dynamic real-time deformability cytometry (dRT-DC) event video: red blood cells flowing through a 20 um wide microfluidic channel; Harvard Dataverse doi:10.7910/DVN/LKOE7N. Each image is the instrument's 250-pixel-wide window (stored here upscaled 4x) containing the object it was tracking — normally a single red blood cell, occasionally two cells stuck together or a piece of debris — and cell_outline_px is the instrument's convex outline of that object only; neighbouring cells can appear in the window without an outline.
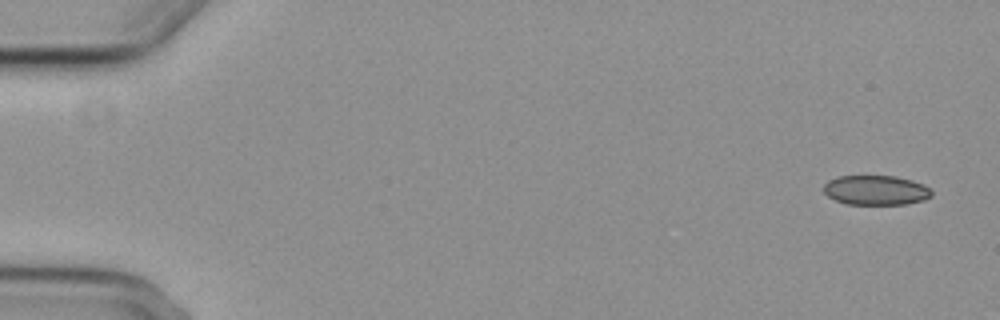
{"species": "common noctule bat (a hibernating species)", "species_latin": "Nyctalus noctula", "temperature_condition": "cold", "stored_images_in_passage": 5, "camera_frame_rate_fps": 3000, "um_per_image_px": 0.085, "animal": {"sex": "female", "body_mass_g": 29.2, "forearm_length_mm": 56.3}, "frame": {"image": 1, "passage_image": 1, "time_ms": 0.0, "image_size_px": [1000, 320], "cell_outline_px": [[932, 196], [924, 200], [904, 204], [844, 204], [828, 196], [824, 192], [824, 184], [828, 180], [840, 176], [896, 176], [912, 180], [924, 184], [932, 188]], "centroid_in_image_um": [74.48, 16.16], "position_along_channel_um": 10.5, "area_um2": 18.79}}
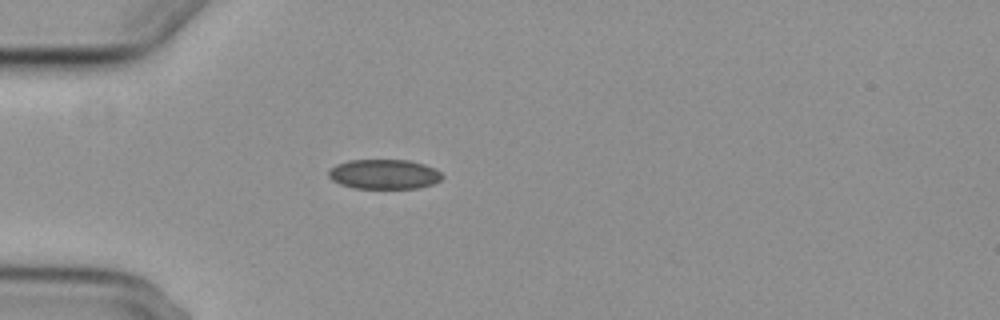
{"frame": {"image": 2, "passage_image": 5, "time_ms": 4.667, "image_size_px": [1000, 320], "cell_outline_px": [[444, 176], [440, 180], [432, 184], [416, 188], [352, 188], [340, 184], [332, 180], [328, 176], [328, 168], [336, 164], [348, 160], [408, 160], [424, 164], [440, 172]], "centroid_in_image_um": [32.6, 14.8], "position_along_channel_um": 52.4, "area_um2": 19.71}}